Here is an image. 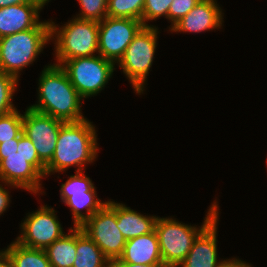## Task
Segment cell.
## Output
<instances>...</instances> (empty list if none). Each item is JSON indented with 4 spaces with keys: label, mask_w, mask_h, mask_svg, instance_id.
Listing matches in <instances>:
<instances>
[{
    "label": "cell",
    "mask_w": 267,
    "mask_h": 267,
    "mask_svg": "<svg viewBox=\"0 0 267 267\" xmlns=\"http://www.w3.org/2000/svg\"><path fill=\"white\" fill-rule=\"evenodd\" d=\"M173 0H145L142 14V23L144 26L148 25L149 20H156L161 16L168 19V11Z\"/></svg>",
    "instance_id": "cell-26"
},
{
    "label": "cell",
    "mask_w": 267,
    "mask_h": 267,
    "mask_svg": "<svg viewBox=\"0 0 267 267\" xmlns=\"http://www.w3.org/2000/svg\"><path fill=\"white\" fill-rule=\"evenodd\" d=\"M38 92V103L29 106L31 109L64 122L86 119L81 112L83 98L60 65L45 66L39 78Z\"/></svg>",
    "instance_id": "cell-1"
},
{
    "label": "cell",
    "mask_w": 267,
    "mask_h": 267,
    "mask_svg": "<svg viewBox=\"0 0 267 267\" xmlns=\"http://www.w3.org/2000/svg\"><path fill=\"white\" fill-rule=\"evenodd\" d=\"M216 216L195 238L191 250L177 267H217Z\"/></svg>",
    "instance_id": "cell-16"
},
{
    "label": "cell",
    "mask_w": 267,
    "mask_h": 267,
    "mask_svg": "<svg viewBox=\"0 0 267 267\" xmlns=\"http://www.w3.org/2000/svg\"><path fill=\"white\" fill-rule=\"evenodd\" d=\"M158 33L156 26H144L117 63L139 95L144 91L147 75L155 58Z\"/></svg>",
    "instance_id": "cell-6"
},
{
    "label": "cell",
    "mask_w": 267,
    "mask_h": 267,
    "mask_svg": "<svg viewBox=\"0 0 267 267\" xmlns=\"http://www.w3.org/2000/svg\"><path fill=\"white\" fill-rule=\"evenodd\" d=\"M63 123L30 107L23 114V133L32 141L39 159L45 165L52 159Z\"/></svg>",
    "instance_id": "cell-12"
},
{
    "label": "cell",
    "mask_w": 267,
    "mask_h": 267,
    "mask_svg": "<svg viewBox=\"0 0 267 267\" xmlns=\"http://www.w3.org/2000/svg\"><path fill=\"white\" fill-rule=\"evenodd\" d=\"M61 67L83 99L103 90L115 70V64L99 54L66 60Z\"/></svg>",
    "instance_id": "cell-7"
},
{
    "label": "cell",
    "mask_w": 267,
    "mask_h": 267,
    "mask_svg": "<svg viewBox=\"0 0 267 267\" xmlns=\"http://www.w3.org/2000/svg\"><path fill=\"white\" fill-rule=\"evenodd\" d=\"M31 0H0V8L29 3Z\"/></svg>",
    "instance_id": "cell-33"
},
{
    "label": "cell",
    "mask_w": 267,
    "mask_h": 267,
    "mask_svg": "<svg viewBox=\"0 0 267 267\" xmlns=\"http://www.w3.org/2000/svg\"><path fill=\"white\" fill-rule=\"evenodd\" d=\"M201 0H173L169 11L168 19L171 21V28L181 20Z\"/></svg>",
    "instance_id": "cell-28"
},
{
    "label": "cell",
    "mask_w": 267,
    "mask_h": 267,
    "mask_svg": "<svg viewBox=\"0 0 267 267\" xmlns=\"http://www.w3.org/2000/svg\"><path fill=\"white\" fill-rule=\"evenodd\" d=\"M145 0H108L107 13L113 18H129L142 22Z\"/></svg>",
    "instance_id": "cell-22"
},
{
    "label": "cell",
    "mask_w": 267,
    "mask_h": 267,
    "mask_svg": "<svg viewBox=\"0 0 267 267\" xmlns=\"http://www.w3.org/2000/svg\"><path fill=\"white\" fill-rule=\"evenodd\" d=\"M217 267H251V264L233 258V259L221 260Z\"/></svg>",
    "instance_id": "cell-32"
},
{
    "label": "cell",
    "mask_w": 267,
    "mask_h": 267,
    "mask_svg": "<svg viewBox=\"0 0 267 267\" xmlns=\"http://www.w3.org/2000/svg\"><path fill=\"white\" fill-rule=\"evenodd\" d=\"M143 27L140 20L105 17L99 21L98 54L114 64L118 63Z\"/></svg>",
    "instance_id": "cell-9"
},
{
    "label": "cell",
    "mask_w": 267,
    "mask_h": 267,
    "mask_svg": "<svg viewBox=\"0 0 267 267\" xmlns=\"http://www.w3.org/2000/svg\"><path fill=\"white\" fill-rule=\"evenodd\" d=\"M17 153L31 157V164L45 177L46 165L39 159L32 141L24 133L18 138Z\"/></svg>",
    "instance_id": "cell-27"
},
{
    "label": "cell",
    "mask_w": 267,
    "mask_h": 267,
    "mask_svg": "<svg viewBox=\"0 0 267 267\" xmlns=\"http://www.w3.org/2000/svg\"><path fill=\"white\" fill-rule=\"evenodd\" d=\"M213 202L204 218L203 224L196 227L182 224L173 218L157 217L155 232L159 241L162 262L165 267H177L191 250L198 234L216 217L219 216L218 204Z\"/></svg>",
    "instance_id": "cell-4"
},
{
    "label": "cell",
    "mask_w": 267,
    "mask_h": 267,
    "mask_svg": "<svg viewBox=\"0 0 267 267\" xmlns=\"http://www.w3.org/2000/svg\"><path fill=\"white\" fill-rule=\"evenodd\" d=\"M72 267H109V259L80 227H76V254Z\"/></svg>",
    "instance_id": "cell-19"
},
{
    "label": "cell",
    "mask_w": 267,
    "mask_h": 267,
    "mask_svg": "<svg viewBox=\"0 0 267 267\" xmlns=\"http://www.w3.org/2000/svg\"><path fill=\"white\" fill-rule=\"evenodd\" d=\"M18 138H13L12 141H4L0 143V162L4 159V154H12L17 152Z\"/></svg>",
    "instance_id": "cell-29"
},
{
    "label": "cell",
    "mask_w": 267,
    "mask_h": 267,
    "mask_svg": "<svg viewBox=\"0 0 267 267\" xmlns=\"http://www.w3.org/2000/svg\"><path fill=\"white\" fill-rule=\"evenodd\" d=\"M50 38V21L0 38V70L19 80V72L36 60Z\"/></svg>",
    "instance_id": "cell-3"
},
{
    "label": "cell",
    "mask_w": 267,
    "mask_h": 267,
    "mask_svg": "<svg viewBox=\"0 0 267 267\" xmlns=\"http://www.w3.org/2000/svg\"><path fill=\"white\" fill-rule=\"evenodd\" d=\"M10 195L8 190H6L2 184H0V215L6 211L10 202Z\"/></svg>",
    "instance_id": "cell-31"
},
{
    "label": "cell",
    "mask_w": 267,
    "mask_h": 267,
    "mask_svg": "<svg viewBox=\"0 0 267 267\" xmlns=\"http://www.w3.org/2000/svg\"><path fill=\"white\" fill-rule=\"evenodd\" d=\"M17 82L15 77L0 70V115L11 113L17 109L11 102Z\"/></svg>",
    "instance_id": "cell-24"
},
{
    "label": "cell",
    "mask_w": 267,
    "mask_h": 267,
    "mask_svg": "<svg viewBox=\"0 0 267 267\" xmlns=\"http://www.w3.org/2000/svg\"><path fill=\"white\" fill-rule=\"evenodd\" d=\"M156 216H146L130 209L122 203H116L117 228L127 240L152 232Z\"/></svg>",
    "instance_id": "cell-18"
},
{
    "label": "cell",
    "mask_w": 267,
    "mask_h": 267,
    "mask_svg": "<svg viewBox=\"0 0 267 267\" xmlns=\"http://www.w3.org/2000/svg\"><path fill=\"white\" fill-rule=\"evenodd\" d=\"M61 185V200L71 208L74 227H80L106 202L97 198L96 190L92 180L83 171L75 172ZM86 209L85 214L82 209Z\"/></svg>",
    "instance_id": "cell-10"
},
{
    "label": "cell",
    "mask_w": 267,
    "mask_h": 267,
    "mask_svg": "<svg viewBox=\"0 0 267 267\" xmlns=\"http://www.w3.org/2000/svg\"><path fill=\"white\" fill-rule=\"evenodd\" d=\"M49 0H31L29 3L0 8V38L36 27L40 10Z\"/></svg>",
    "instance_id": "cell-14"
},
{
    "label": "cell",
    "mask_w": 267,
    "mask_h": 267,
    "mask_svg": "<svg viewBox=\"0 0 267 267\" xmlns=\"http://www.w3.org/2000/svg\"><path fill=\"white\" fill-rule=\"evenodd\" d=\"M0 267H12V263L7 253L3 250L0 251Z\"/></svg>",
    "instance_id": "cell-34"
},
{
    "label": "cell",
    "mask_w": 267,
    "mask_h": 267,
    "mask_svg": "<svg viewBox=\"0 0 267 267\" xmlns=\"http://www.w3.org/2000/svg\"><path fill=\"white\" fill-rule=\"evenodd\" d=\"M51 267H72L76 254V227L45 249Z\"/></svg>",
    "instance_id": "cell-20"
},
{
    "label": "cell",
    "mask_w": 267,
    "mask_h": 267,
    "mask_svg": "<svg viewBox=\"0 0 267 267\" xmlns=\"http://www.w3.org/2000/svg\"><path fill=\"white\" fill-rule=\"evenodd\" d=\"M4 251L10 258L12 267H51L43 249L24 247L14 241Z\"/></svg>",
    "instance_id": "cell-21"
},
{
    "label": "cell",
    "mask_w": 267,
    "mask_h": 267,
    "mask_svg": "<svg viewBox=\"0 0 267 267\" xmlns=\"http://www.w3.org/2000/svg\"><path fill=\"white\" fill-rule=\"evenodd\" d=\"M222 10L216 0H201L169 31L200 33L221 28Z\"/></svg>",
    "instance_id": "cell-15"
},
{
    "label": "cell",
    "mask_w": 267,
    "mask_h": 267,
    "mask_svg": "<svg viewBox=\"0 0 267 267\" xmlns=\"http://www.w3.org/2000/svg\"><path fill=\"white\" fill-rule=\"evenodd\" d=\"M66 23L58 28L52 20L50 21V39H54L56 46L57 63L54 64L60 66L66 60L90 57L98 52V21L75 17Z\"/></svg>",
    "instance_id": "cell-5"
},
{
    "label": "cell",
    "mask_w": 267,
    "mask_h": 267,
    "mask_svg": "<svg viewBox=\"0 0 267 267\" xmlns=\"http://www.w3.org/2000/svg\"><path fill=\"white\" fill-rule=\"evenodd\" d=\"M119 258L132 264L163 265L155 230L127 240Z\"/></svg>",
    "instance_id": "cell-17"
},
{
    "label": "cell",
    "mask_w": 267,
    "mask_h": 267,
    "mask_svg": "<svg viewBox=\"0 0 267 267\" xmlns=\"http://www.w3.org/2000/svg\"><path fill=\"white\" fill-rule=\"evenodd\" d=\"M98 150L95 127L87 119L64 122L61 125L52 159L46 164L45 177L76 166L83 171L85 164L93 163Z\"/></svg>",
    "instance_id": "cell-2"
},
{
    "label": "cell",
    "mask_w": 267,
    "mask_h": 267,
    "mask_svg": "<svg viewBox=\"0 0 267 267\" xmlns=\"http://www.w3.org/2000/svg\"><path fill=\"white\" fill-rule=\"evenodd\" d=\"M80 228L109 260L122 255L126 239L117 228L115 201H106Z\"/></svg>",
    "instance_id": "cell-8"
},
{
    "label": "cell",
    "mask_w": 267,
    "mask_h": 267,
    "mask_svg": "<svg viewBox=\"0 0 267 267\" xmlns=\"http://www.w3.org/2000/svg\"><path fill=\"white\" fill-rule=\"evenodd\" d=\"M43 177L31 164V157H24L20 153L4 154L0 162V181L8 186L37 194L41 190L40 181Z\"/></svg>",
    "instance_id": "cell-13"
},
{
    "label": "cell",
    "mask_w": 267,
    "mask_h": 267,
    "mask_svg": "<svg viewBox=\"0 0 267 267\" xmlns=\"http://www.w3.org/2000/svg\"><path fill=\"white\" fill-rule=\"evenodd\" d=\"M109 267H165L164 265H147L127 263L120 258L109 260Z\"/></svg>",
    "instance_id": "cell-30"
},
{
    "label": "cell",
    "mask_w": 267,
    "mask_h": 267,
    "mask_svg": "<svg viewBox=\"0 0 267 267\" xmlns=\"http://www.w3.org/2000/svg\"><path fill=\"white\" fill-rule=\"evenodd\" d=\"M55 212L47 205L31 212L21 223L22 234L15 241L24 247L45 250L65 234Z\"/></svg>",
    "instance_id": "cell-11"
},
{
    "label": "cell",
    "mask_w": 267,
    "mask_h": 267,
    "mask_svg": "<svg viewBox=\"0 0 267 267\" xmlns=\"http://www.w3.org/2000/svg\"><path fill=\"white\" fill-rule=\"evenodd\" d=\"M23 133V115L16 109L0 115V143L19 138Z\"/></svg>",
    "instance_id": "cell-23"
},
{
    "label": "cell",
    "mask_w": 267,
    "mask_h": 267,
    "mask_svg": "<svg viewBox=\"0 0 267 267\" xmlns=\"http://www.w3.org/2000/svg\"><path fill=\"white\" fill-rule=\"evenodd\" d=\"M81 12L77 15L79 19L102 21L108 16V0H78Z\"/></svg>",
    "instance_id": "cell-25"
}]
</instances>
